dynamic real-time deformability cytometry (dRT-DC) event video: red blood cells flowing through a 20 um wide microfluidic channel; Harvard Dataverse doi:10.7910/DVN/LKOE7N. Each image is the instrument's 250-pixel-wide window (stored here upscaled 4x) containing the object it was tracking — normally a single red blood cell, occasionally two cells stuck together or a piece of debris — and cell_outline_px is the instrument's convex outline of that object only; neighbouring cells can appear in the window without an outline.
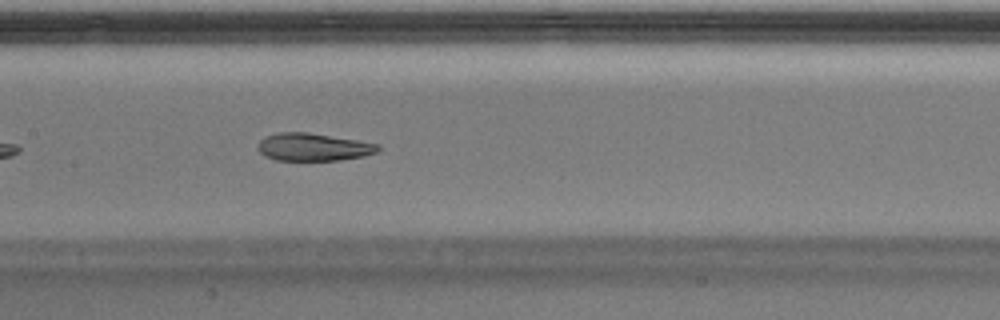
{"species": "Egyptian fruit bat (a non-hibernating species)", "species_latin": "Rousettus aegyptiacus", "temperature_condition": "warm", "stored_images_in_passage": 36, "segment_of_instrument_passage": [1, 2], "camera_frame_rate_fps": 3000, "um_per_image_px": 0.085, "animal": {"sex": "male"}, "frame": {"image": 1, "passage_image": 11, "time_ms": 3.333, "image_size_px": [1000, 320], "cell_outline_px": [[380, 148], [376, 152], [364, 156], [340, 160], [276, 160], [264, 156], [256, 148], [256, 144], [264, 136], [280, 132], [308, 132], [380, 144]], "centroid_in_image_um": [26.58, 12.49], "position_along_channel_um": 180.8, "area_um2": 19.48}}